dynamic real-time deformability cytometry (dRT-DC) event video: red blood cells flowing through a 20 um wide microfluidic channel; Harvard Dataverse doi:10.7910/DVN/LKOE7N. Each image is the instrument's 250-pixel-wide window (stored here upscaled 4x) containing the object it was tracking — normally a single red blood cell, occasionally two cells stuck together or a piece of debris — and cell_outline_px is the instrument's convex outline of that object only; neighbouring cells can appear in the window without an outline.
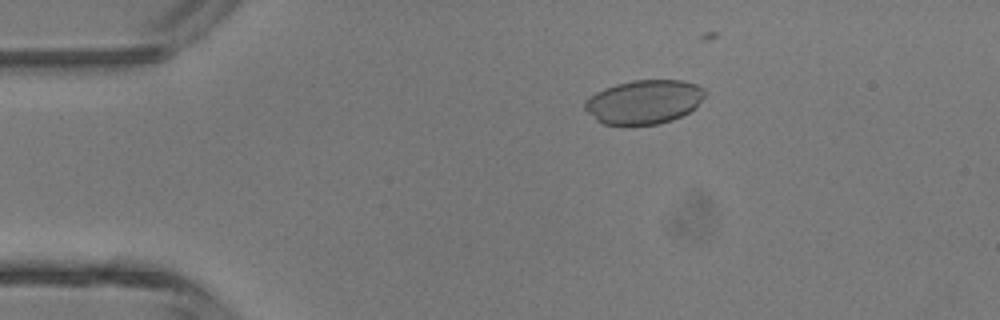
{"species": "common noctule bat (a hibernating species)", "species_latin": "Nyctalus noctula", "temperature_condition": "room temperature", "stored_images_in_passage": 4, "camera_frame_rate_fps": 3000, "um_per_image_px": 0.085, "animal": {"sex": "male", "body_mass_g": 13.3}, "frame": {"image": 1, "passage_image": 3, "time_ms": 2.333, "image_size_px": [1000, 320], "cell_outline_px": [[708, 92], [696, 108], [672, 120], [656, 124], [604, 124], [596, 120], [584, 108], [584, 104], [596, 92], [604, 88], [616, 84], [632, 80], [684, 80], [696, 84], [704, 88]], "centroid_in_image_um": [54.79, 8.64], "position_along_channel_um": 30.2, "area_um2": 30.69}}